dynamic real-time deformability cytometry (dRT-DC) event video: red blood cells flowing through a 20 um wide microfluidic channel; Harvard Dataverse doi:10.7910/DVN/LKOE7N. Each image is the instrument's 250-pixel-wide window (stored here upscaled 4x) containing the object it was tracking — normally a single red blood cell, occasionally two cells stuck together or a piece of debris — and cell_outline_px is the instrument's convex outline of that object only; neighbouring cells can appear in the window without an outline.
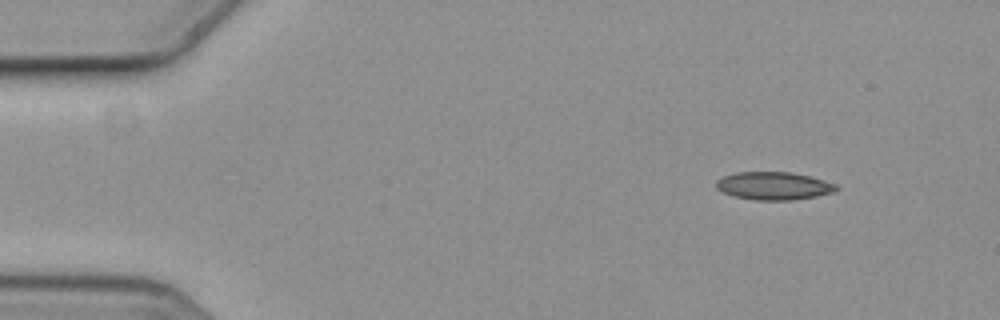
{"species": "common noctule bat (a hibernating species)", "species_latin": "Nyctalus noctula", "temperature_condition": "cold", "stored_images_in_passage": 3, "camera_frame_rate_fps": 3000, "um_per_image_px": 0.085, "animal": {"sex": "female", "body_mass_g": 19.3, "forearm_length_mm": 54.1}, "frame": {"image": 1, "passage_image": 1, "time_ms": 0.0, "image_size_px": [1000, 320], "cell_outline_px": [[840, 188], [832, 192], [816, 196], [792, 200], [756, 200], [732, 196], [716, 188], [716, 180], [724, 176], [736, 172], [788, 172], [808, 176], [836, 184]], "centroid_in_image_um": [65.74, 15.8], "position_along_channel_um": 19.3, "area_um2": 19.36}}